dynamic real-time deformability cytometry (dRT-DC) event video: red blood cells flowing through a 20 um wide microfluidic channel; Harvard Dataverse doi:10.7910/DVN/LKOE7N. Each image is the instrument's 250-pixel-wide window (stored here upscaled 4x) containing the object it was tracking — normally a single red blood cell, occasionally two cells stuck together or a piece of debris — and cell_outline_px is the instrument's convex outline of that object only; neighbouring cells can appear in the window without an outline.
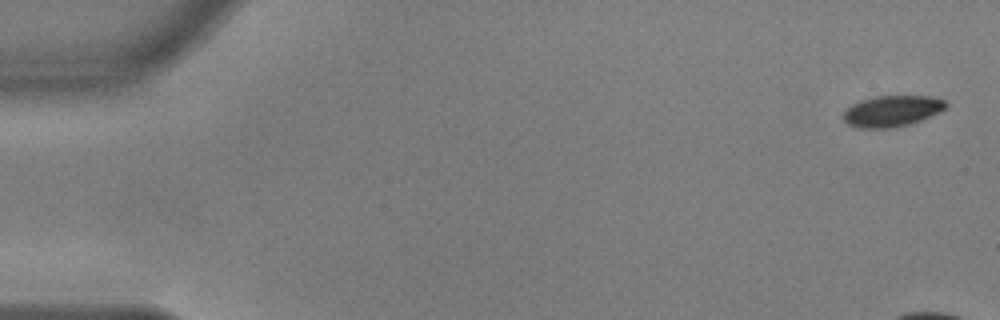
{"species": "common noctule bat (a hibernating species)", "species_latin": "Nyctalus noctula", "temperature_condition": "warm", "stored_images_in_passage": 3, "camera_frame_rate_fps": 3000, "um_per_image_px": 0.085, "animal": {"sex": "male", "body_mass_g": 17.9, "forearm_length_mm": 54.2}, "frame": {"image": 1, "passage_image": 1, "time_ms": 0.0, "image_size_px": [1000, 320], "cell_outline_px": [[948, 104], [940, 112], [920, 120], [908, 124], [892, 128], [856, 128], [848, 124], [844, 120], [844, 112], [852, 104], [860, 100], [876, 96], [932, 96], [944, 100]], "centroid_in_image_um": [75.81, 9.44], "position_along_channel_um": 9.2, "area_um2": 18.5}}